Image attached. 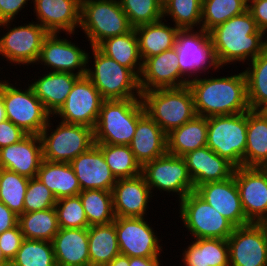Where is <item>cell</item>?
<instances>
[{
    "mask_svg": "<svg viewBox=\"0 0 267 266\" xmlns=\"http://www.w3.org/2000/svg\"><path fill=\"white\" fill-rule=\"evenodd\" d=\"M209 34L221 67L250 62L267 49V34L259 30L249 10L217 25Z\"/></svg>",
    "mask_w": 267,
    "mask_h": 266,
    "instance_id": "6da1fadb",
    "label": "cell"
},
{
    "mask_svg": "<svg viewBox=\"0 0 267 266\" xmlns=\"http://www.w3.org/2000/svg\"><path fill=\"white\" fill-rule=\"evenodd\" d=\"M196 114L203 117L240 114L250 110L244 72L188 82Z\"/></svg>",
    "mask_w": 267,
    "mask_h": 266,
    "instance_id": "7a4b0ae2",
    "label": "cell"
},
{
    "mask_svg": "<svg viewBox=\"0 0 267 266\" xmlns=\"http://www.w3.org/2000/svg\"><path fill=\"white\" fill-rule=\"evenodd\" d=\"M144 113L141 98L103 100L94 128L95 144L129 145Z\"/></svg>",
    "mask_w": 267,
    "mask_h": 266,
    "instance_id": "3957f363",
    "label": "cell"
},
{
    "mask_svg": "<svg viewBox=\"0 0 267 266\" xmlns=\"http://www.w3.org/2000/svg\"><path fill=\"white\" fill-rule=\"evenodd\" d=\"M145 112L168 134L179 128L197 114L193 96L187 86L158 88L142 92Z\"/></svg>",
    "mask_w": 267,
    "mask_h": 266,
    "instance_id": "277c9868",
    "label": "cell"
},
{
    "mask_svg": "<svg viewBox=\"0 0 267 266\" xmlns=\"http://www.w3.org/2000/svg\"><path fill=\"white\" fill-rule=\"evenodd\" d=\"M91 49L94 64L92 68L87 66L86 76L100 92L103 100L141 98L139 78L129 68L103 54L97 47Z\"/></svg>",
    "mask_w": 267,
    "mask_h": 266,
    "instance_id": "5b68a950",
    "label": "cell"
},
{
    "mask_svg": "<svg viewBox=\"0 0 267 266\" xmlns=\"http://www.w3.org/2000/svg\"><path fill=\"white\" fill-rule=\"evenodd\" d=\"M80 27L91 47L133 29L119 0H81Z\"/></svg>",
    "mask_w": 267,
    "mask_h": 266,
    "instance_id": "8992f818",
    "label": "cell"
},
{
    "mask_svg": "<svg viewBox=\"0 0 267 266\" xmlns=\"http://www.w3.org/2000/svg\"><path fill=\"white\" fill-rule=\"evenodd\" d=\"M206 146L235 167L245 166L247 112L207 118Z\"/></svg>",
    "mask_w": 267,
    "mask_h": 266,
    "instance_id": "52a82bcc",
    "label": "cell"
},
{
    "mask_svg": "<svg viewBox=\"0 0 267 266\" xmlns=\"http://www.w3.org/2000/svg\"><path fill=\"white\" fill-rule=\"evenodd\" d=\"M50 120L49 118L47 125L39 134L44 160L70 163L95 144L93 128L61 121L53 130ZM50 131L51 133H49Z\"/></svg>",
    "mask_w": 267,
    "mask_h": 266,
    "instance_id": "ba28073f",
    "label": "cell"
},
{
    "mask_svg": "<svg viewBox=\"0 0 267 266\" xmlns=\"http://www.w3.org/2000/svg\"><path fill=\"white\" fill-rule=\"evenodd\" d=\"M0 94L3 97L7 119L28 135H39L52 117L30 84L22 90L8 80H0Z\"/></svg>",
    "mask_w": 267,
    "mask_h": 266,
    "instance_id": "9c48e42d",
    "label": "cell"
},
{
    "mask_svg": "<svg viewBox=\"0 0 267 266\" xmlns=\"http://www.w3.org/2000/svg\"><path fill=\"white\" fill-rule=\"evenodd\" d=\"M194 30L179 29L174 46L180 73L188 82L197 79L203 71L205 74L209 68L215 71L222 68L217 61L209 32L201 28Z\"/></svg>",
    "mask_w": 267,
    "mask_h": 266,
    "instance_id": "30bf717a",
    "label": "cell"
},
{
    "mask_svg": "<svg viewBox=\"0 0 267 266\" xmlns=\"http://www.w3.org/2000/svg\"><path fill=\"white\" fill-rule=\"evenodd\" d=\"M179 202V214L183 226L192 239H228L235 226L212 206L201 199L194 191Z\"/></svg>",
    "mask_w": 267,
    "mask_h": 266,
    "instance_id": "8fae6325",
    "label": "cell"
},
{
    "mask_svg": "<svg viewBox=\"0 0 267 266\" xmlns=\"http://www.w3.org/2000/svg\"><path fill=\"white\" fill-rule=\"evenodd\" d=\"M141 175L152 193L155 188L160 192H173L178 195V201L195 190L186 162L181 156L166 153L144 164Z\"/></svg>",
    "mask_w": 267,
    "mask_h": 266,
    "instance_id": "7c38bea8",
    "label": "cell"
},
{
    "mask_svg": "<svg viewBox=\"0 0 267 266\" xmlns=\"http://www.w3.org/2000/svg\"><path fill=\"white\" fill-rule=\"evenodd\" d=\"M12 22H0V27L8 28V32L0 38V55L15 65H35L43 40L49 33L37 22L9 28Z\"/></svg>",
    "mask_w": 267,
    "mask_h": 266,
    "instance_id": "4fadbf2b",
    "label": "cell"
},
{
    "mask_svg": "<svg viewBox=\"0 0 267 266\" xmlns=\"http://www.w3.org/2000/svg\"><path fill=\"white\" fill-rule=\"evenodd\" d=\"M103 99L100 92L85 75L74 83L64 105L54 115L62 122L95 128Z\"/></svg>",
    "mask_w": 267,
    "mask_h": 266,
    "instance_id": "5bb4252c",
    "label": "cell"
},
{
    "mask_svg": "<svg viewBox=\"0 0 267 266\" xmlns=\"http://www.w3.org/2000/svg\"><path fill=\"white\" fill-rule=\"evenodd\" d=\"M144 217H116L115 230L120 254L130 257H160L162 246L154 228Z\"/></svg>",
    "mask_w": 267,
    "mask_h": 266,
    "instance_id": "9a60e30c",
    "label": "cell"
},
{
    "mask_svg": "<svg viewBox=\"0 0 267 266\" xmlns=\"http://www.w3.org/2000/svg\"><path fill=\"white\" fill-rule=\"evenodd\" d=\"M89 59L90 55L85 49L79 48L67 38L61 39L59 33H49L43 40L36 64L41 63L50 67L49 69L52 68L50 72H68L85 76Z\"/></svg>",
    "mask_w": 267,
    "mask_h": 266,
    "instance_id": "2e32d148",
    "label": "cell"
},
{
    "mask_svg": "<svg viewBox=\"0 0 267 266\" xmlns=\"http://www.w3.org/2000/svg\"><path fill=\"white\" fill-rule=\"evenodd\" d=\"M230 266H267V244L258 223L235 227L227 239Z\"/></svg>",
    "mask_w": 267,
    "mask_h": 266,
    "instance_id": "e0dca14e",
    "label": "cell"
},
{
    "mask_svg": "<svg viewBox=\"0 0 267 266\" xmlns=\"http://www.w3.org/2000/svg\"><path fill=\"white\" fill-rule=\"evenodd\" d=\"M234 177L246 218L257 223L267 217V172L263 167H236Z\"/></svg>",
    "mask_w": 267,
    "mask_h": 266,
    "instance_id": "ac0fdd59",
    "label": "cell"
},
{
    "mask_svg": "<svg viewBox=\"0 0 267 266\" xmlns=\"http://www.w3.org/2000/svg\"><path fill=\"white\" fill-rule=\"evenodd\" d=\"M194 192L235 227L251 223L244 214L234 175L224 181L201 184Z\"/></svg>",
    "mask_w": 267,
    "mask_h": 266,
    "instance_id": "d6986e66",
    "label": "cell"
},
{
    "mask_svg": "<svg viewBox=\"0 0 267 266\" xmlns=\"http://www.w3.org/2000/svg\"><path fill=\"white\" fill-rule=\"evenodd\" d=\"M188 85L181 75L175 48L143 61L139 76L141 93L158 88H180Z\"/></svg>",
    "mask_w": 267,
    "mask_h": 266,
    "instance_id": "ffe728a7",
    "label": "cell"
},
{
    "mask_svg": "<svg viewBox=\"0 0 267 266\" xmlns=\"http://www.w3.org/2000/svg\"><path fill=\"white\" fill-rule=\"evenodd\" d=\"M34 13L48 33L75 34L80 27L81 0H32ZM74 33V34H73Z\"/></svg>",
    "mask_w": 267,
    "mask_h": 266,
    "instance_id": "44dd1931",
    "label": "cell"
},
{
    "mask_svg": "<svg viewBox=\"0 0 267 266\" xmlns=\"http://www.w3.org/2000/svg\"><path fill=\"white\" fill-rule=\"evenodd\" d=\"M78 179L81 191H112L117 179L105 162L100 148L94 144L89 150L78 155L70 162Z\"/></svg>",
    "mask_w": 267,
    "mask_h": 266,
    "instance_id": "7402d4cb",
    "label": "cell"
},
{
    "mask_svg": "<svg viewBox=\"0 0 267 266\" xmlns=\"http://www.w3.org/2000/svg\"><path fill=\"white\" fill-rule=\"evenodd\" d=\"M42 160V142L39 135L27 134L21 141L0 149V168L29 179L37 177Z\"/></svg>",
    "mask_w": 267,
    "mask_h": 266,
    "instance_id": "603a6c76",
    "label": "cell"
},
{
    "mask_svg": "<svg viewBox=\"0 0 267 266\" xmlns=\"http://www.w3.org/2000/svg\"><path fill=\"white\" fill-rule=\"evenodd\" d=\"M111 192L116 217L146 216V209L153 194L142 175L117 179Z\"/></svg>",
    "mask_w": 267,
    "mask_h": 266,
    "instance_id": "cb8c5ba5",
    "label": "cell"
},
{
    "mask_svg": "<svg viewBox=\"0 0 267 266\" xmlns=\"http://www.w3.org/2000/svg\"><path fill=\"white\" fill-rule=\"evenodd\" d=\"M194 187L207 182L224 181L233 176L235 166L207 146L183 156Z\"/></svg>",
    "mask_w": 267,
    "mask_h": 266,
    "instance_id": "d4e9b609",
    "label": "cell"
},
{
    "mask_svg": "<svg viewBox=\"0 0 267 266\" xmlns=\"http://www.w3.org/2000/svg\"><path fill=\"white\" fill-rule=\"evenodd\" d=\"M141 167L167 153V134L145 112L137 122L135 134L129 144Z\"/></svg>",
    "mask_w": 267,
    "mask_h": 266,
    "instance_id": "484cf974",
    "label": "cell"
},
{
    "mask_svg": "<svg viewBox=\"0 0 267 266\" xmlns=\"http://www.w3.org/2000/svg\"><path fill=\"white\" fill-rule=\"evenodd\" d=\"M52 245L57 266H90L88 228H59Z\"/></svg>",
    "mask_w": 267,
    "mask_h": 266,
    "instance_id": "4316f807",
    "label": "cell"
},
{
    "mask_svg": "<svg viewBox=\"0 0 267 266\" xmlns=\"http://www.w3.org/2000/svg\"><path fill=\"white\" fill-rule=\"evenodd\" d=\"M80 76L68 72H50L32 82L35 95L53 117L64 105L75 81Z\"/></svg>",
    "mask_w": 267,
    "mask_h": 266,
    "instance_id": "83f0119b",
    "label": "cell"
},
{
    "mask_svg": "<svg viewBox=\"0 0 267 266\" xmlns=\"http://www.w3.org/2000/svg\"><path fill=\"white\" fill-rule=\"evenodd\" d=\"M37 178L52 192L55 198L76 196L81 192L78 179L70 163L42 160Z\"/></svg>",
    "mask_w": 267,
    "mask_h": 266,
    "instance_id": "f1b7e54d",
    "label": "cell"
},
{
    "mask_svg": "<svg viewBox=\"0 0 267 266\" xmlns=\"http://www.w3.org/2000/svg\"><path fill=\"white\" fill-rule=\"evenodd\" d=\"M163 18L157 22L140 25L135 29L139 52L142 60L159 55L174 48L176 35L179 28L163 22Z\"/></svg>",
    "mask_w": 267,
    "mask_h": 266,
    "instance_id": "f546056e",
    "label": "cell"
},
{
    "mask_svg": "<svg viewBox=\"0 0 267 266\" xmlns=\"http://www.w3.org/2000/svg\"><path fill=\"white\" fill-rule=\"evenodd\" d=\"M207 118L196 115L167 134V153L183 157L207 144Z\"/></svg>",
    "mask_w": 267,
    "mask_h": 266,
    "instance_id": "4dcf8cb0",
    "label": "cell"
},
{
    "mask_svg": "<svg viewBox=\"0 0 267 266\" xmlns=\"http://www.w3.org/2000/svg\"><path fill=\"white\" fill-rule=\"evenodd\" d=\"M185 266H230L226 239H194L182 253Z\"/></svg>",
    "mask_w": 267,
    "mask_h": 266,
    "instance_id": "1f68e13d",
    "label": "cell"
},
{
    "mask_svg": "<svg viewBox=\"0 0 267 266\" xmlns=\"http://www.w3.org/2000/svg\"><path fill=\"white\" fill-rule=\"evenodd\" d=\"M96 47L120 65L129 68L139 78L143 60L140 56L138 37L134 28L126 34L109 37Z\"/></svg>",
    "mask_w": 267,
    "mask_h": 266,
    "instance_id": "d6a6232c",
    "label": "cell"
},
{
    "mask_svg": "<svg viewBox=\"0 0 267 266\" xmlns=\"http://www.w3.org/2000/svg\"><path fill=\"white\" fill-rule=\"evenodd\" d=\"M267 164V115L263 111H247L245 167Z\"/></svg>",
    "mask_w": 267,
    "mask_h": 266,
    "instance_id": "836d02e7",
    "label": "cell"
},
{
    "mask_svg": "<svg viewBox=\"0 0 267 266\" xmlns=\"http://www.w3.org/2000/svg\"><path fill=\"white\" fill-rule=\"evenodd\" d=\"M90 266H104L120 254L115 222L88 227Z\"/></svg>",
    "mask_w": 267,
    "mask_h": 266,
    "instance_id": "e575fe53",
    "label": "cell"
},
{
    "mask_svg": "<svg viewBox=\"0 0 267 266\" xmlns=\"http://www.w3.org/2000/svg\"><path fill=\"white\" fill-rule=\"evenodd\" d=\"M18 225L24 239L52 242L59 231L57 212L54 208L23 213L18 216Z\"/></svg>",
    "mask_w": 267,
    "mask_h": 266,
    "instance_id": "d590c367",
    "label": "cell"
},
{
    "mask_svg": "<svg viewBox=\"0 0 267 266\" xmlns=\"http://www.w3.org/2000/svg\"><path fill=\"white\" fill-rule=\"evenodd\" d=\"M250 62L243 71L248 105L250 110L262 111L267 106V49Z\"/></svg>",
    "mask_w": 267,
    "mask_h": 266,
    "instance_id": "8d00e7d4",
    "label": "cell"
},
{
    "mask_svg": "<svg viewBox=\"0 0 267 266\" xmlns=\"http://www.w3.org/2000/svg\"><path fill=\"white\" fill-rule=\"evenodd\" d=\"M116 179L141 175V165L136 161L129 145L96 144Z\"/></svg>",
    "mask_w": 267,
    "mask_h": 266,
    "instance_id": "74e56055",
    "label": "cell"
},
{
    "mask_svg": "<svg viewBox=\"0 0 267 266\" xmlns=\"http://www.w3.org/2000/svg\"><path fill=\"white\" fill-rule=\"evenodd\" d=\"M79 197L90 226L109 224L116 218L111 191L83 190Z\"/></svg>",
    "mask_w": 267,
    "mask_h": 266,
    "instance_id": "f35d334b",
    "label": "cell"
},
{
    "mask_svg": "<svg viewBox=\"0 0 267 266\" xmlns=\"http://www.w3.org/2000/svg\"><path fill=\"white\" fill-rule=\"evenodd\" d=\"M248 10V0H202L201 29L209 32Z\"/></svg>",
    "mask_w": 267,
    "mask_h": 266,
    "instance_id": "ab89813d",
    "label": "cell"
},
{
    "mask_svg": "<svg viewBox=\"0 0 267 266\" xmlns=\"http://www.w3.org/2000/svg\"><path fill=\"white\" fill-rule=\"evenodd\" d=\"M29 178L0 168V201L17 216L24 213V200Z\"/></svg>",
    "mask_w": 267,
    "mask_h": 266,
    "instance_id": "60d3db41",
    "label": "cell"
},
{
    "mask_svg": "<svg viewBox=\"0 0 267 266\" xmlns=\"http://www.w3.org/2000/svg\"><path fill=\"white\" fill-rule=\"evenodd\" d=\"M10 266H57L52 242L24 239Z\"/></svg>",
    "mask_w": 267,
    "mask_h": 266,
    "instance_id": "b9f144b4",
    "label": "cell"
},
{
    "mask_svg": "<svg viewBox=\"0 0 267 266\" xmlns=\"http://www.w3.org/2000/svg\"><path fill=\"white\" fill-rule=\"evenodd\" d=\"M202 0H168L163 5V19L169 16L179 29L201 28Z\"/></svg>",
    "mask_w": 267,
    "mask_h": 266,
    "instance_id": "7bdbcfd3",
    "label": "cell"
},
{
    "mask_svg": "<svg viewBox=\"0 0 267 266\" xmlns=\"http://www.w3.org/2000/svg\"><path fill=\"white\" fill-rule=\"evenodd\" d=\"M119 3L133 28L163 18V5L159 0H119Z\"/></svg>",
    "mask_w": 267,
    "mask_h": 266,
    "instance_id": "ee69618b",
    "label": "cell"
},
{
    "mask_svg": "<svg viewBox=\"0 0 267 266\" xmlns=\"http://www.w3.org/2000/svg\"><path fill=\"white\" fill-rule=\"evenodd\" d=\"M55 210L59 228H88L90 226L79 195L58 199Z\"/></svg>",
    "mask_w": 267,
    "mask_h": 266,
    "instance_id": "f6af8a7d",
    "label": "cell"
},
{
    "mask_svg": "<svg viewBox=\"0 0 267 266\" xmlns=\"http://www.w3.org/2000/svg\"><path fill=\"white\" fill-rule=\"evenodd\" d=\"M57 199L37 178L29 179L24 200V213L54 208Z\"/></svg>",
    "mask_w": 267,
    "mask_h": 266,
    "instance_id": "bcb514c9",
    "label": "cell"
},
{
    "mask_svg": "<svg viewBox=\"0 0 267 266\" xmlns=\"http://www.w3.org/2000/svg\"><path fill=\"white\" fill-rule=\"evenodd\" d=\"M23 240L24 236L19 225L0 234V248L9 262L15 258Z\"/></svg>",
    "mask_w": 267,
    "mask_h": 266,
    "instance_id": "7dc6e473",
    "label": "cell"
},
{
    "mask_svg": "<svg viewBox=\"0 0 267 266\" xmlns=\"http://www.w3.org/2000/svg\"><path fill=\"white\" fill-rule=\"evenodd\" d=\"M25 133L8 119L0 123V149L21 141Z\"/></svg>",
    "mask_w": 267,
    "mask_h": 266,
    "instance_id": "c3c4849f",
    "label": "cell"
},
{
    "mask_svg": "<svg viewBox=\"0 0 267 266\" xmlns=\"http://www.w3.org/2000/svg\"><path fill=\"white\" fill-rule=\"evenodd\" d=\"M248 10L260 31L267 33V0H248Z\"/></svg>",
    "mask_w": 267,
    "mask_h": 266,
    "instance_id": "681fc988",
    "label": "cell"
},
{
    "mask_svg": "<svg viewBox=\"0 0 267 266\" xmlns=\"http://www.w3.org/2000/svg\"><path fill=\"white\" fill-rule=\"evenodd\" d=\"M30 0H0V22L14 21Z\"/></svg>",
    "mask_w": 267,
    "mask_h": 266,
    "instance_id": "f907efd6",
    "label": "cell"
},
{
    "mask_svg": "<svg viewBox=\"0 0 267 266\" xmlns=\"http://www.w3.org/2000/svg\"><path fill=\"white\" fill-rule=\"evenodd\" d=\"M18 225V216L0 201V234Z\"/></svg>",
    "mask_w": 267,
    "mask_h": 266,
    "instance_id": "816d5d0a",
    "label": "cell"
},
{
    "mask_svg": "<svg viewBox=\"0 0 267 266\" xmlns=\"http://www.w3.org/2000/svg\"><path fill=\"white\" fill-rule=\"evenodd\" d=\"M161 261L159 257L144 258V257H130L129 266H160Z\"/></svg>",
    "mask_w": 267,
    "mask_h": 266,
    "instance_id": "f5cc1de1",
    "label": "cell"
},
{
    "mask_svg": "<svg viewBox=\"0 0 267 266\" xmlns=\"http://www.w3.org/2000/svg\"><path fill=\"white\" fill-rule=\"evenodd\" d=\"M104 266H129V257L119 254L111 262Z\"/></svg>",
    "mask_w": 267,
    "mask_h": 266,
    "instance_id": "db71d44e",
    "label": "cell"
},
{
    "mask_svg": "<svg viewBox=\"0 0 267 266\" xmlns=\"http://www.w3.org/2000/svg\"><path fill=\"white\" fill-rule=\"evenodd\" d=\"M7 120L6 110L3 102V97L0 94V123Z\"/></svg>",
    "mask_w": 267,
    "mask_h": 266,
    "instance_id": "11a10c76",
    "label": "cell"
},
{
    "mask_svg": "<svg viewBox=\"0 0 267 266\" xmlns=\"http://www.w3.org/2000/svg\"><path fill=\"white\" fill-rule=\"evenodd\" d=\"M257 223L259 224V226L261 227L262 231L264 232L265 239H266V244H267V217L261 219Z\"/></svg>",
    "mask_w": 267,
    "mask_h": 266,
    "instance_id": "9f6ffc18",
    "label": "cell"
},
{
    "mask_svg": "<svg viewBox=\"0 0 267 266\" xmlns=\"http://www.w3.org/2000/svg\"><path fill=\"white\" fill-rule=\"evenodd\" d=\"M0 266H10V262L4 257L0 248Z\"/></svg>",
    "mask_w": 267,
    "mask_h": 266,
    "instance_id": "6f0895ef",
    "label": "cell"
},
{
    "mask_svg": "<svg viewBox=\"0 0 267 266\" xmlns=\"http://www.w3.org/2000/svg\"><path fill=\"white\" fill-rule=\"evenodd\" d=\"M162 5H164L168 0H159Z\"/></svg>",
    "mask_w": 267,
    "mask_h": 266,
    "instance_id": "680465c9",
    "label": "cell"
},
{
    "mask_svg": "<svg viewBox=\"0 0 267 266\" xmlns=\"http://www.w3.org/2000/svg\"><path fill=\"white\" fill-rule=\"evenodd\" d=\"M262 111L267 115V106Z\"/></svg>",
    "mask_w": 267,
    "mask_h": 266,
    "instance_id": "91938a15",
    "label": "cell"
},
{
    "mask_svg": "<svg viewBox=\"0 0 267 266\" xmlns=\"http://www.w3.org/2000/svg\"><path fill=\"white\" fill-rule=\"evenodd\" d=\"M264 170L267 172V164L263 166Z\"/></svg>",
    "mask_w": 267,
    "mask_h": 266,
    "instance_id": "94428289",
    "label": "cell"
}]
</instances>
